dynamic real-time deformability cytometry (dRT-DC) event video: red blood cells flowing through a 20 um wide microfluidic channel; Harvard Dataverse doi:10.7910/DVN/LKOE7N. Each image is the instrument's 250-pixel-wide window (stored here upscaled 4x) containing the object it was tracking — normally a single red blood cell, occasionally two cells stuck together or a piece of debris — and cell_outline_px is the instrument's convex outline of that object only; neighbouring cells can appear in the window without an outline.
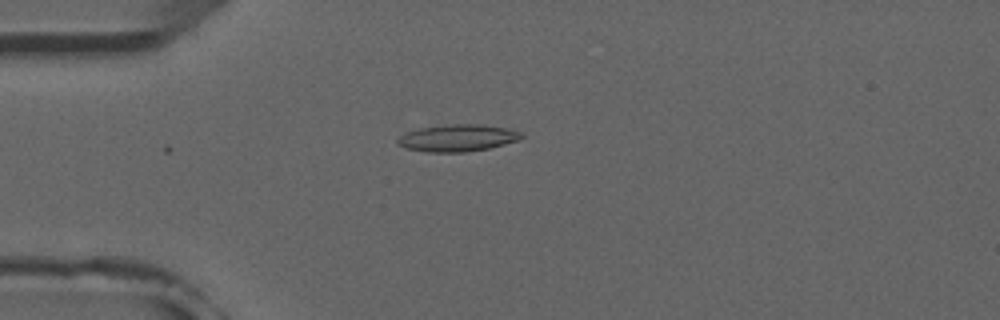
{"species": "common noctule bat (a hibernating species)", "species_latin": "Nyctalus noctula", "temperature_condition": "room temperature", "stored_images_in_passage": 4, "camera_frame_rate_fps": 3000, "um_per_image_px": 0.085, "animal": {"sex": "male", "forearm_length_mm": 52.5}, "frame": {"image": 1, "passage_image": 4, "time_ms": 3.333, "image_size_px": [1000, 320], "cell_outline_px": [[524, 136], [520, 140], [488, 148], [464, 152], [428, 152], [404, 148], [396, 144], [396, 140], [400, 136], [408, 132], [420, 128], [452, 124], [484, 124], [508, 128], [520, 132]], "centroid_in_image_um": [38.9, 11.73], "position_along_channel_um": 46.1, "area_um2": 19.48}}